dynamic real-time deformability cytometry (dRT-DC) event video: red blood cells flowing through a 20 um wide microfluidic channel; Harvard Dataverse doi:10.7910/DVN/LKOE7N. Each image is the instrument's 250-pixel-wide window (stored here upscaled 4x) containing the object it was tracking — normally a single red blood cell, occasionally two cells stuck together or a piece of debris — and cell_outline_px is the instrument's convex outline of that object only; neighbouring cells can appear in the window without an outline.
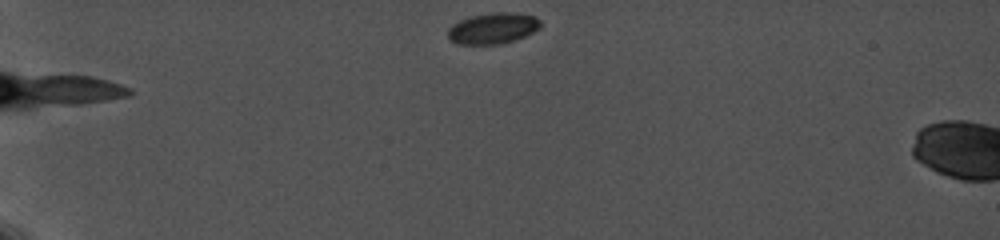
{"species": "common noctule bat (a hibernating species)", "species_latin": "Nyctalus noctula", "temperature_condition": "cold", "stored_images_in_passage": 37, "camera_frame_rate_fps": 5000, "um_per_image_px": 0.085, "animal": {"sex": "female", "body_mass_g": 19.0, "forearm_length_mm": 56.7}, "frame": {"image": 1, "passage_image": 1, "time_ms": 0.0, "image_size_px": [1000, 240], "cell_outline_px": [[540, 28], [516, 40], [500, 44], [460, 44], [448, 40], [448, 28], [452, 24], [468, 16], [496, 12], [516, 12], [532, 16], [540, 20]], "centroid_in_image_um": [41.87, 2.4], "position_along_channel_um": 43.1, "area_um2": 16.82}}
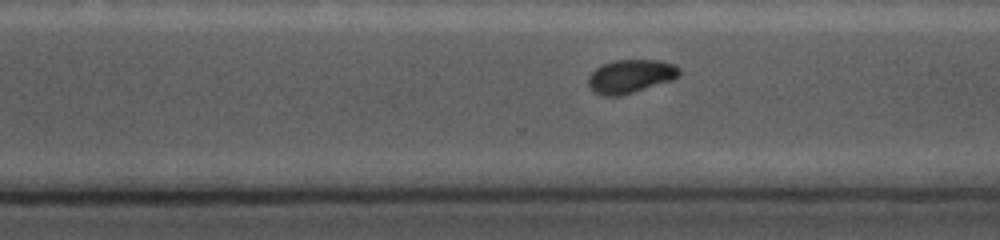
{"frame": {"image": 2, "passage_image": 22, "time_ms": 9.2, "image_size_px": [1000, 240], "cell_outline_px": [[680, 76], [672, 80], [620, 96], [600, 96], [592, 92], [588, 84], [588, 76], [596, 68], [612, 60], [660, 60], [676, 64], [680, 68]], "centroid_in_image_um": [53.59, 6.48], "position_along_channel_um": 317.0, "area_um2": 17.98}}
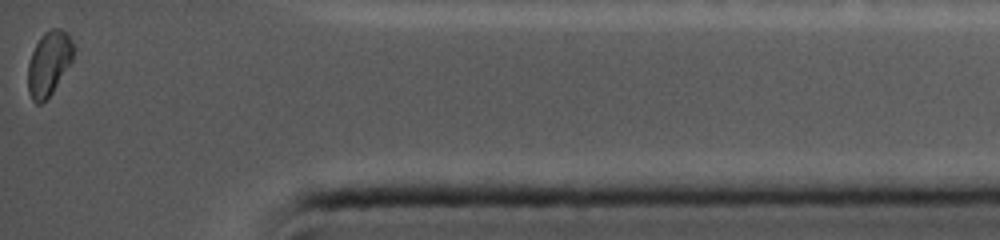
{"frame": {"image": 3, "passage_image": 37, "time_ms": 12.6, "image_size_px": [1000, 240], "cell_outline_px": [[76, 48], [72, 60], [52, 92], [40, 104], [36, 104], [32, 100], [28, 92], [28, 64], [32, 52], [40, 36], [44, 32], [52, 28], [60, 28], [68, 32]], "centroid_in_image_um": [4.17, 5.34], "position_along_channel_um": 431.0, "area_um2": 17.17}}